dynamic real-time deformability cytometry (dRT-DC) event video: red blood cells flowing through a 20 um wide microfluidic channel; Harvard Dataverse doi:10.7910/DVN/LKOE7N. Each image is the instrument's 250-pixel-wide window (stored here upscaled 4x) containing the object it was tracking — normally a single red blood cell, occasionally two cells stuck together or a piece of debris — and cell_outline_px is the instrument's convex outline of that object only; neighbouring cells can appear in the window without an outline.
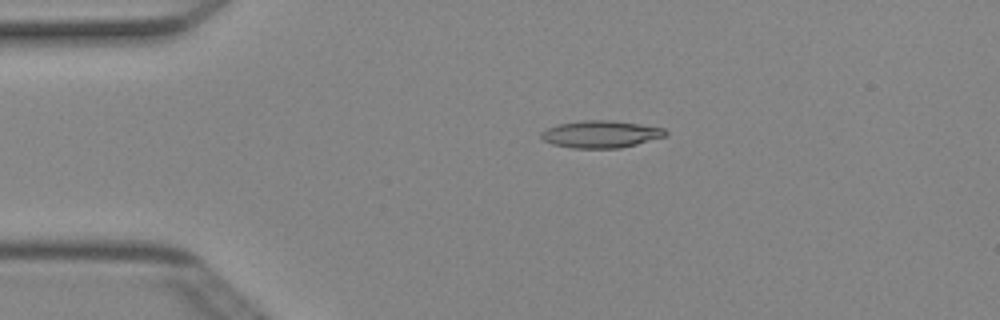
{"species": "Egyptian fruit bat (a non-hibernating species)", "species_latin": "Rousettus aegyptiacus", "temperature_condition": "cold", "stored_images_in_passage": 3, "camera_frame_rate_fps": 3000, "um_per_image_px": 0.085, "animal": {"sex": "female"}, "frame": {"image": 1, "passage_image": 3, "time_ms": 0.667, "image_size_px": [1000, 320], "cell_outline_px": [[668, 132], [664, 136], [636, 144], [620, 148], [572, 148], [552, 144], [544, 140], [540, 136], [540, 132], [556, 124], [584, 120], [612, 120], [640, 124], [664, 128]], "centroid_in_image_um": [51.04, 11.4], "position_along_channel_um": 34.0, "area_um2": 19.65}}